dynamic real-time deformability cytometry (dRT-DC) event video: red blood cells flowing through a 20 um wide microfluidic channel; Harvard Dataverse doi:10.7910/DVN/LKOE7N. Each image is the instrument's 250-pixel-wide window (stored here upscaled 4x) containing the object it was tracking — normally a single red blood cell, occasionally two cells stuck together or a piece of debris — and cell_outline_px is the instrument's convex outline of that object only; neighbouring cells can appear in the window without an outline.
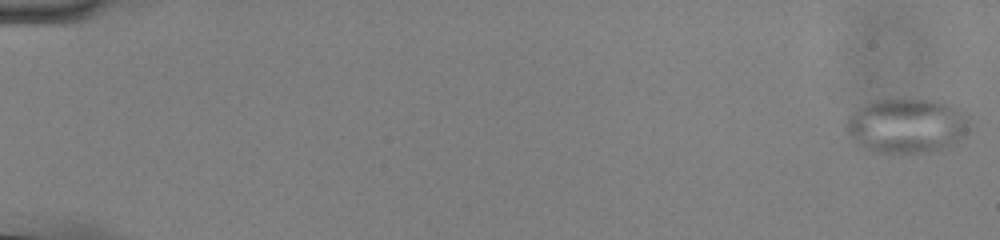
{"species": "common noctule bat (a hibernating species)", "species_latin": "Nyctalus noctula", "temperature_condition": "cold", "stored_images_in_passage": 56, "camera_frame_rate_fps": 3000, "um_per_image_px": 0.085, "animal": {"sex": "male", "body_mass_g": 13.0, "forearm_length_mm": 53.1}, "frame": {"image": 1, "passage_image": 1, "time_ms": 0.0, "image_size_px": [1000, 240], "cell_outline_px": [[968, 128], [952, 144], [940, 148], [924, 152], [900, 156], [888, 156], [872, 152], [856, 144], [848, 136], [844, 128], [844, 124], [848, 116], [856, 108], [872, 100], [936, 100], [952, 104], [964, 112], [968, 116]], "centroid_in_image_um": [76.96, 10.72], "position_along_channel_um": 8.0, "area_um2": 40.11}}
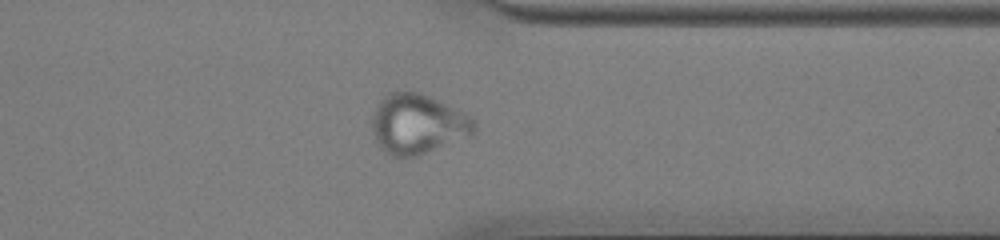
{"frame": {"image": 2, "passage_image": 45, "time_ms": 14.667, "image_size_px": [1000, 240], "cell_outline_px": [[476, 128], [472, 132], [420, 156], [392, 156], [376, 140], [372, 132], [372, 116], [376, 104], [388, 92], [420, 92], [472, 116], [476, 120]], "centroid_in_image_um": [35.47, 10.51], "position_along_channel_um": 375.9, "area_um2": 35.03}}
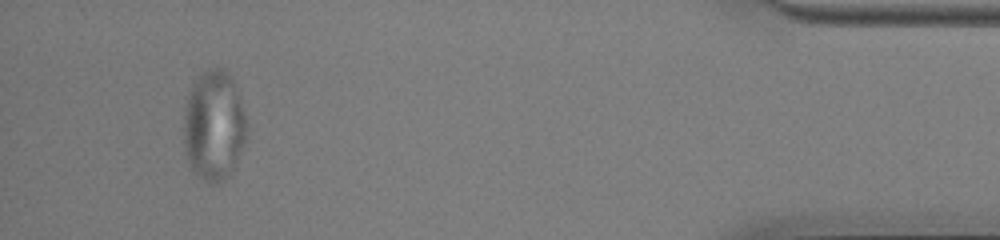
{"frame": {"image": 3, "passage_image": 53, "time_ms": 17.333, "image_size_px": [1000, 240], "cell_outline_px": [[248, 128], [244, 144], [228, 176], [216, 184], [208, 184], [192, 172], [188, 164], [184, 152], [184, 112], [188, 92], [192, 84], [208, 68], [224, 68], [232, 76], [248, 124]], "centroid_in_image_um": [18.16, 10.69], "position_along_channel_um": 417.0, "area_um2": 40.81}}